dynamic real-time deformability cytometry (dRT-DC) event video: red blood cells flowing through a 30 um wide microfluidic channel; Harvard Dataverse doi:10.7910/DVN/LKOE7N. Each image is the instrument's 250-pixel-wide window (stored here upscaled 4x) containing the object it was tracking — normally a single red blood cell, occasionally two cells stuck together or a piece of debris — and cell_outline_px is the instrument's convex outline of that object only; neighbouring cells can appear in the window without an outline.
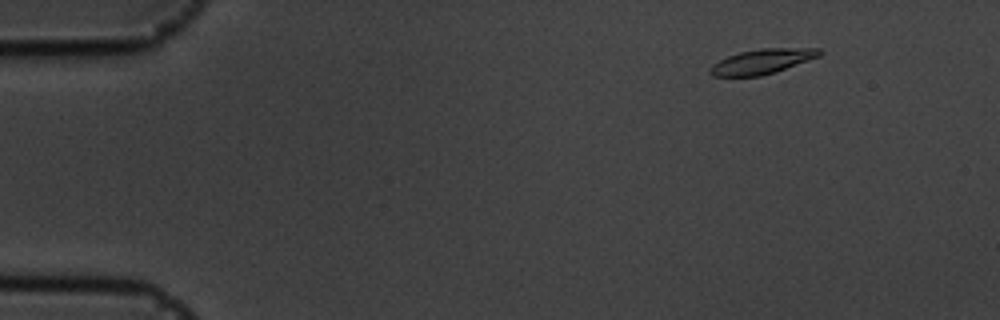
{"species": "common noctule bat (a hibernating species)", "species_latin": "Nyctalus noctula", "temperature_condition": "cold", "stored_images_in_passage": 57, "camera_frame_rate_fps": 3000, "um_per_image_px": 0.085, "animal": {"sex": "male", "body_mass_g": 19.5, "forearm_length_mm": 54.6}, "frame": {"image": 1, "passage_image": 7, "time_ms": 2.0, "image_size_px": [1000, 320], "cell_outline_px": [[824, 52], [820, 56], [776, 72], [760, 76], [712, 76], [708, 72], [708, 68], [712, 64], [728, 56], [740, 52], [760, 48], [820, 48]], "centroid_in_image_um": [64.79, 5.22], "position_along_channel_um": 20.2, "area_um2": 15.95}}
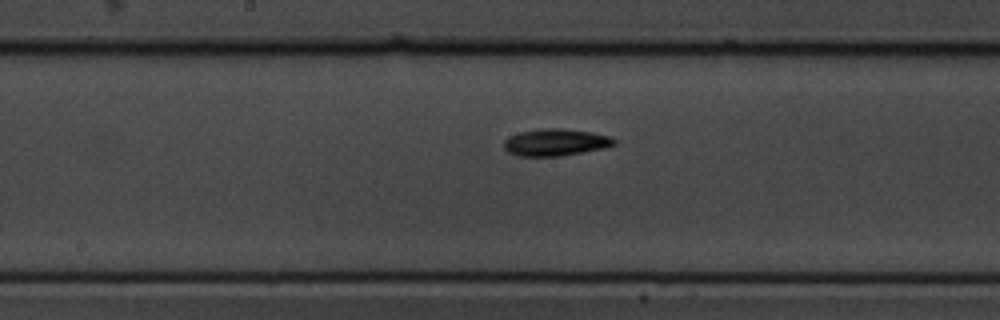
{"frame": {"image": 2, "passage_image": 30, "time_ms": 9.667, "image_size_px": [1000, 320], "cell_outline_px": [[616, 144], [604, 148], [560, 156], [516, 156], [508, 152], [504, 148], [504, 140], [508, 136], [520, 132], [540, 128], [560, 128], [592, 132], [608, 136], [616, 140]], "centroid_in_image_um": [47.19, 12.09], "position_along_channel_um": 201.0, "area_um2": 17.4}}
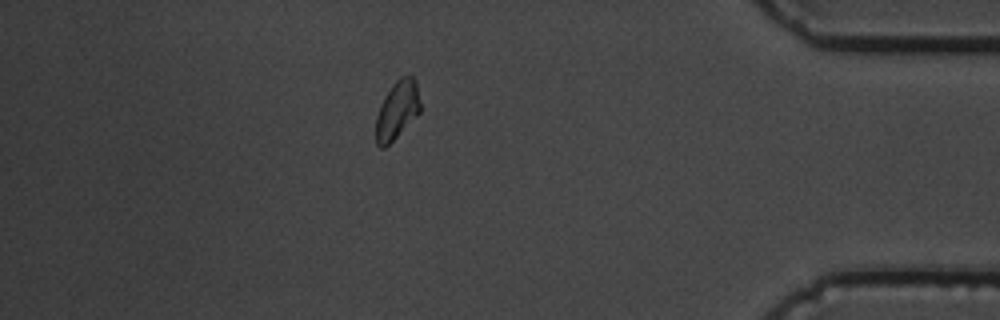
{"frame": {"image": 3, "passage_image": 50, "time_ms": 16.333, "image_size_px": [1000, 320], "cell_outline_px": [[420, 112], [384, 148], [380, 148], [376, 144], [376, 116], [380, 104], [384, 96], [396, 80], [400, 76], [412, 76], [416, 84], [420, 104]], "centroid_in_image_um": [33.73, 9.35], "position_along_channel_um": 401.5, "area_um2": 14.74}, "authors_computed_cell_mechanics": {"area_um2": 15.8372, "velocity_mm_per_s": 3.5595, "shape_relaxation_time_tau1_ms": 3.2297, "shape_relaxation_time_tau2_ms": null, "deformation_change_tau1": 0.1109, "deformation_change_tau2": null}}